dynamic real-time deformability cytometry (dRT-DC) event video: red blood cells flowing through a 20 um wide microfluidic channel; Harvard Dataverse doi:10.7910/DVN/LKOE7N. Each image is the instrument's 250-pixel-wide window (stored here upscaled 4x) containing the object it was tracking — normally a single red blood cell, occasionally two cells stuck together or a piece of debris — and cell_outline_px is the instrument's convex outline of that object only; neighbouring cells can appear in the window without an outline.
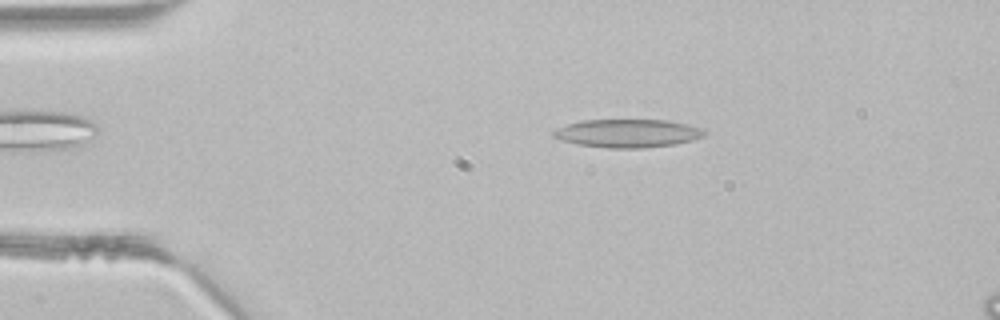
{"species": "common noctule bat (a hibernating species)", "species_latin": "Nyctalus noctula", "temperature_condition": "room temperature", "stored_images_in_passage": 5, "camera_frame_rate_fps": 3000, "um_per_image_px": 0.085, "animal": {"sex": "male", "body_mass_g": 21.5, "forearm_length_mm": 52.0}, "frame": {"image": 1, "passage_image": 5, "time_ms": 1.333, "image_size_px": [1000, 320], "cell_outline_px": [[704, 136], [692, 140], [676, 144], [644, 148], [608, 148], [576, 144], [560, 140], [552, 136], [552, 132], [556, 128], [568, 124], [584, 120], [668, 120], [688, 124], [704, 128]], "centroid_in_image_um": [53.35, 11.33], "position_along_channel_um": 31.7, "area_um2": 24.97}}